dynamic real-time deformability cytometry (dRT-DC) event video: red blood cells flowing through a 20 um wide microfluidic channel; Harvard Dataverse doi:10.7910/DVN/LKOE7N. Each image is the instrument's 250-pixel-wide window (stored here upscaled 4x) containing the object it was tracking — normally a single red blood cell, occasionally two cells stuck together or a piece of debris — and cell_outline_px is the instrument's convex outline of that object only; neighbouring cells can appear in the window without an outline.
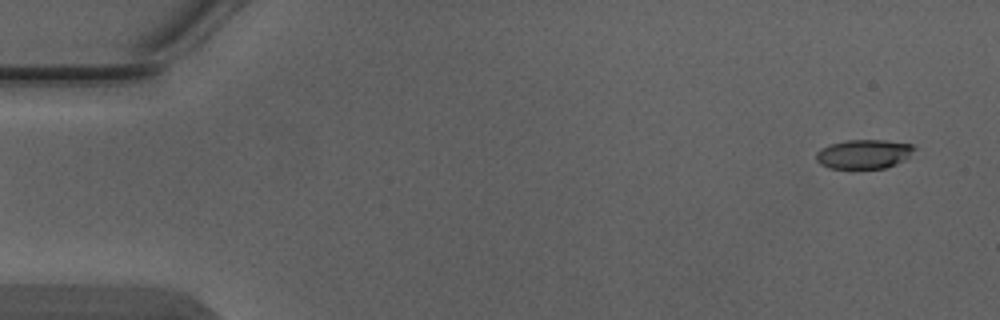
{"species": "Egyptian fruit bat (a non-hibernating species)", "species_latin": "Rousettus aegyptiacus", "temperature_condition": "warm", "stored_images_in_passage": 4, "segment_of_instrument_passage": [2, 2], "camera_frame_rate_fps": 3000, "um_per_image_px": 0.085, "animal": {"sex": "male"}, "frame": {"image": 1, "passage_image": 4, "time_ms": 1.0, "image_size_px": [1000, 320], "cell_outline_px": [[916, 148], [904, 160], [896, 164], [884, 168], [828, 168], [820, 164], [816, 160], [816, 152], [820, 148], [828, 144], [844, 140], [884, 140], [912, 144]], "centroid_in_image_um": [73.38, 13.08], "position_along_channel_um": 11.6, "area_um2": 16.76}}